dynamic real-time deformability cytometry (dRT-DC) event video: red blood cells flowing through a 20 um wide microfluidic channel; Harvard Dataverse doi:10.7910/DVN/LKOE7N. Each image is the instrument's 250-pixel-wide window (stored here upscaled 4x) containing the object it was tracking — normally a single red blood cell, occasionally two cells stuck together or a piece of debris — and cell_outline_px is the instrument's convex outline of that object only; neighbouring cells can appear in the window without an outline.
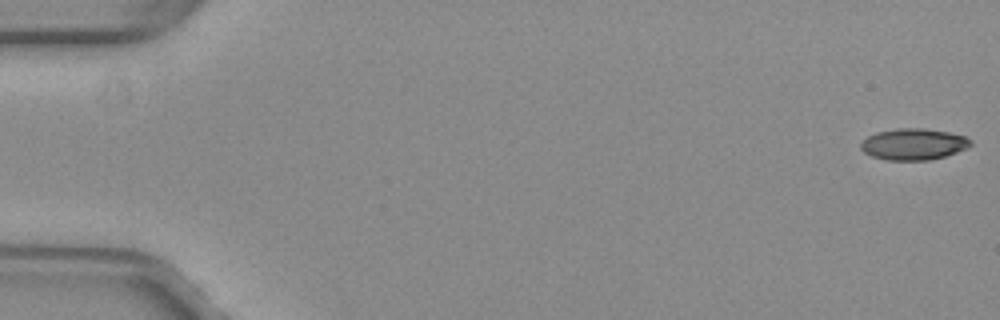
{"species": "common noctule bat (a hibernating species)", "species_latin": "Nyctalus noctula", "temperature_condition": "warm", "stored_images_in_passage": 53, "camera_frame_rate_fps": 3000, "um_per_image_px": 0.085, "animal": {"sex": "female", "body_mass_g": 29.2, "forearm_length_mm": 56.3}, "frame": {"image": 1, "passage_image": 1, "time_ms": 0.0, "image_size_px": [1000, 320], "cell_outline_px": [[972, 144], [968, 148], [944, 156], [928, 160], [888, 160], [872, 156], [864, 152], [860, 148], [860, 144], [868, 136], [876, 132], [896, 128], [924, 128], [948, 132], [964, 136], [972, 140]], "centroid_in_image_um": [77.65, 12.25], "position_along_channel_um": 7.3, "area_um2": 20.06}}
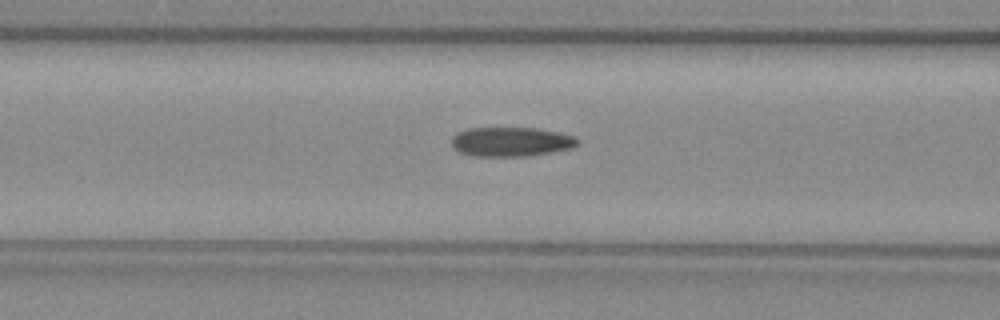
{"frame": {"image": 2, "passage_image": 22, "time_ms": 7.0, "image_size_px": [1000, 320], "cell_outline_px": [[580, 144], [572, 148], [552, 152], [524, 156], [472, 156], [460, 152], [452, 148], [452, 136], [456, 132], [468, 128], [536, 128], [576, 136], [580, 140]], "centroid_in_image_um": [43.44, 12.05], "position_along_channel_um": 123.2, "area_um2": 21.73}}
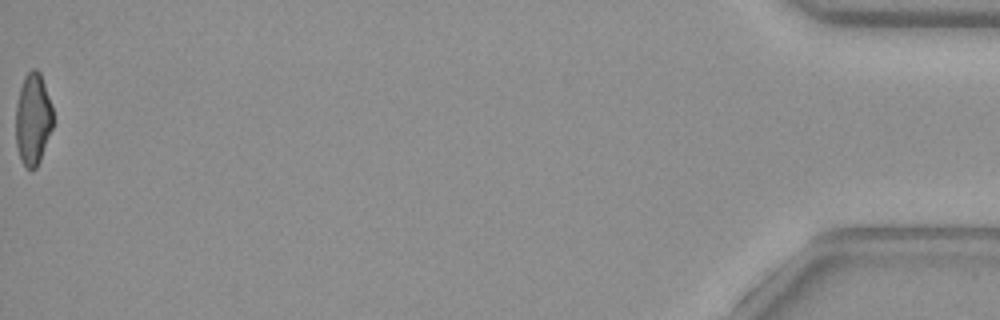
{"frame": {"image": 3, "passage_image": 53, "time_ms": 17.333, "image_size_px": [1000, 320], "cell_outline_px": [[52, 128], [40, 160], [36, 168], [32, 172], [20, 160], [16, 144], [16, 104], [20, 88], [24, 76], [32, 68], [36, 68], [40, 72], [52, 104]], "centroid_in_image_um": [2.79, 10.12], "position_along_channel_um": 432.4, "area_um2": 20.0}, "authors_computed_cell_mechanics": {"area_um2": 21.386, "velocity_mm_per_s": 4.0114, "shape_relaxation_time_tau1_ms": null, "shape_relaxation_time_tau2_ms": 2.5011, "deformation_change_tau1": null, "deformation_change_tau2": 0.105}}